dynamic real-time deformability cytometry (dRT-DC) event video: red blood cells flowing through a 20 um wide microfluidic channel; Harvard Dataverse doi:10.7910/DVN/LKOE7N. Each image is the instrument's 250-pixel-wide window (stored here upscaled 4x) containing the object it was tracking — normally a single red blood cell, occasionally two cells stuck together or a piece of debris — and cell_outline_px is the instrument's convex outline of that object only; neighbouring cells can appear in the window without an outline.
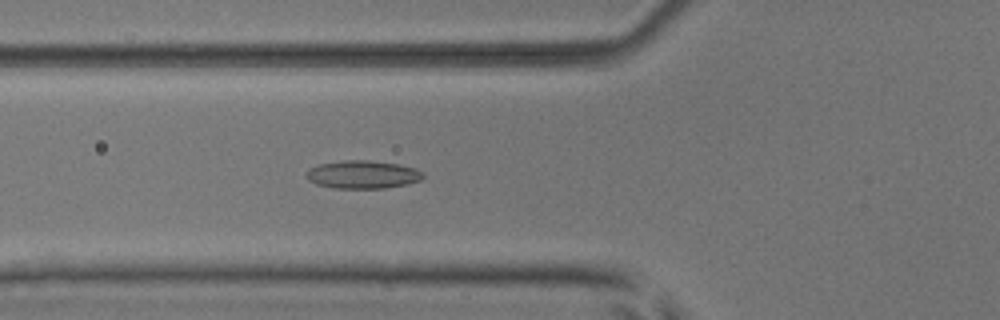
{"species": "common noctule bat (a hibernating species)", "species_latin": "Nyctalus noctula", "temperature_condition": "room temperature", "stored_images_in_passage": 42, "camera_frame_rate_fps": 3000, "um_per_image_px": 0.085, "animal": {"sex": "male", "body_mass_g": 17.9, "forearm_length_mm": 54.2}, "frame": {"image": 1, "passage_image": 9, "time_ms": 2.667, "image_size_px": [1000, 320], "cell_outline_px": [[424, 176], [420, 180], [408, 184], [384, 188], [336, 188], [316, 184], [308, 180], [308, 168], [320, 164], [344, 160], [368, 160], [400, 164], [416, 168], [424, 172]], "centroid_in_image_um": [30.87, 14.83], "position_along_channel_um": 94.9, "area_um2": 19.07}}
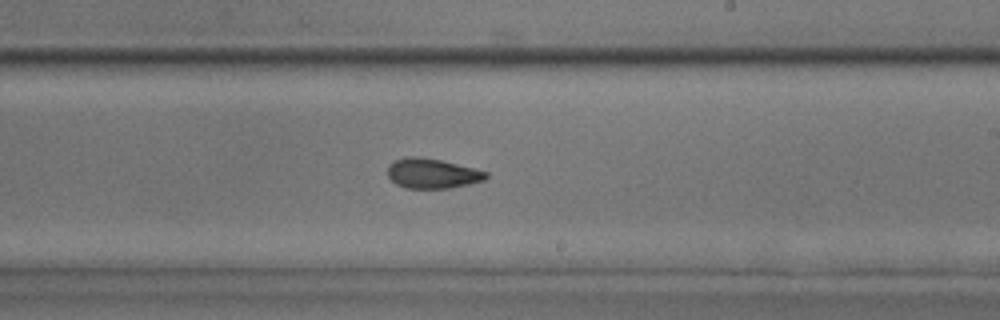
{"frame": {"image": 2, "passage_image": 21, "time_ms": 6.667, "image_size_px": [1000, 320], "cell_outline_px": [[488, 176], [484, 180], [468, 184], [448, 188], [404, 188], [396, 184], [388, 176], [388, 164], [392, 160], [408, 156], [416, 156], [440, 160], [488, 172]], "centroid_in_image_um": [36.69, 14.74], "position_along_channel_um": 252.3, "area_um2": 17.05}}
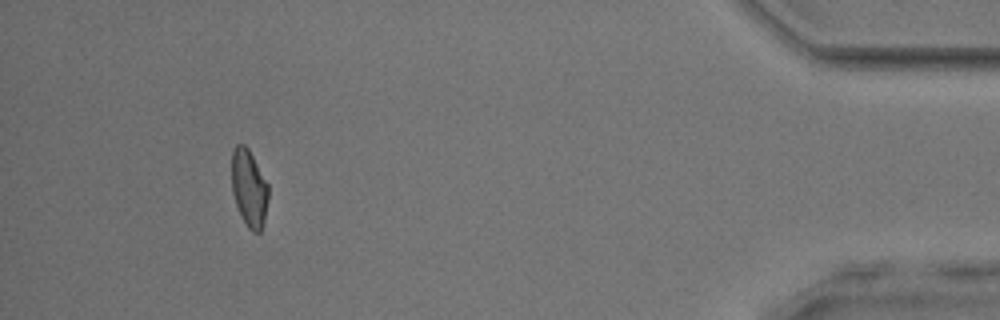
{"frame": {"image": 3, "passage_image": 38, "time_ms": 12.333, "image_size_px": [1000, 320], "cell_outline_px": [[268, 200], [264, 220], [260, 232], [252, 232], [248, 228], [236, 204], [232, 192], [232, 148], [236, 144], [244, 144], [248, 148], [268, 184]], "centroid_in_image_um": [21.16, 15.97], "position_along_channel_um": 414.0, "area_um2": 16.36}, "authors_computed_cell_mechanics": {"area_um2": 17.1088, "velocity_mm_per_s": 3.9473, "shape_relaxation_time_tau1_ms": null, "shape_relaxation_time_tau2_ms": 2.3034, "deformation_change_tau1": null, "deformation_change_tau2": 0.0901}}